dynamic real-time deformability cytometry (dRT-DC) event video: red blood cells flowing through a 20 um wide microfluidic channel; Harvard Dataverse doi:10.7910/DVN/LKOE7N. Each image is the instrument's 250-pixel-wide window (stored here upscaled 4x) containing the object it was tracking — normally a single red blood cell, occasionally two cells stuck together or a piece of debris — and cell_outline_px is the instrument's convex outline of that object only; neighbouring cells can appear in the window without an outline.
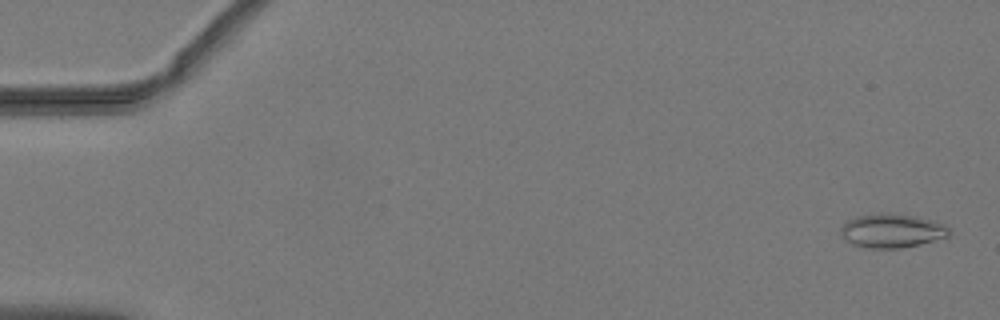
{"species": "common noctule bat (a hibernating species)", "species_latin": "Nyctalus noctula", "temperature_condition": "warm", "stored_images_in_passage": 52, "camera_frame_rate_fps": 3000, "um_per_image_px": 0.085, "animal": {"sex": "male", "body_mass_g": 19.2, "forearm_length_mm": 51.8}, "frame": {"image": 1, "passage_image": 2, "time_ms": 0.333, "image_size_px": [1000, 320], "cell_outline_px": [[952, 232], [948, 236], [920, 244], [900, 248], [872, 248], [852, 244], [844, 240], [840, 232], [840, 228], [848, 220], [856, 216], [880, 212], [916, 216], [948, 224]], "centroid_in_image_um": [75.83, 19.6], "position_along_channel_um": 9.2, "area_um2": 21.62}}
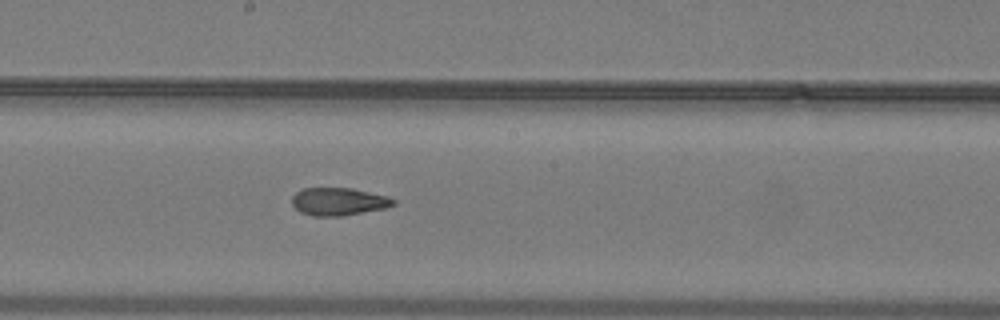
{"frame": {"image": 2, "passage_image": 29, "time_ms": 9.333, "image_size_px": [1000, 320], "cell_outline_px": [[396, 204], [388, 208], [340, 216], [312, 216], [300, 212], [292, 204], [292, 196], [296, 192], [304, 188], [352, 188], [388, 196], [396, 200]], "centroid_in_image_um": [28.81, 17.13], "position_along_channel_um": 219.4, "area_um2": 16.53}}
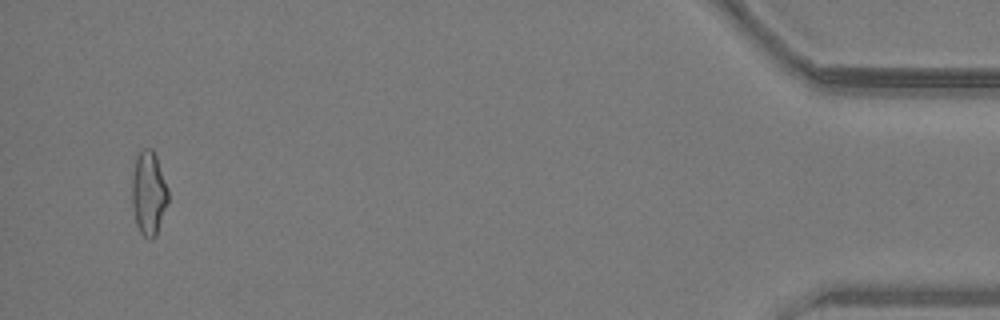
{"frame": {"image": 3, "passage_image": 50, "time_ms": 16.333, "image_size_px": [1000, 320], "cell_outline_px": [[168, 200], [156, 236], [152, 240], [148, 240], [140, 232], [136, 224], [132, 204], [132, 172], [136, 156], [140, 148], [152, 148], [156, 156], [168, 188]], "centroid_in_image_um": [12.62, 16.4], "position_along_channel_um": 422.6, "area_um2": 17.86}, "authors_computed_cell_mechanics": {"area_um2": 17.7157, "velocity_mm_per_s": 4.0512, "shape_relaxation_time_tau1_ms": null, "shape_relaxation_time_tau2_ms": 2.8469, "deformation_change_tau1": null, "deformation_change_tau2": 0.1108}}